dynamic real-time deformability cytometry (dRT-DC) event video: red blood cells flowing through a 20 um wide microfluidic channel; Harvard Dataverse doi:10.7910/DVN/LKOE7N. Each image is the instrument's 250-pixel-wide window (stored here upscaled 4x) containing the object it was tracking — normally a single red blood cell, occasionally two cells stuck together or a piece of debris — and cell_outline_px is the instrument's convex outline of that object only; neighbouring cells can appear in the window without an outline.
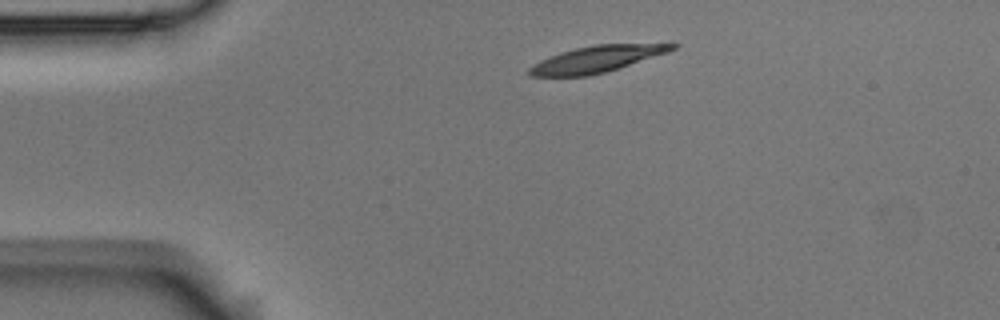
{"species": "Egyptian fruit bat (a non-hibernating species)", "species_latin": "Rousettus aegyptiacus", "temperature_condition": "room temperature", "stored_images_in_passage": 3, "camera_frame_rate_fps": 3000, "um_per_image_px": 0.085, "animal": {"sex": "male"}, "frame": {"image": 1, "passage_image": 1, "time_ms": 0.0, "image_size_px": [1000, 320], "cell_outline_px": [[680, 44], [676, 48], [668, 52], [604, 72], [588, 76], [528, 76], [524, 72], [532, 64], [540, 60], [560, 52], [592, 44]], "centroid_in_image_um": [50.62, 5.03], "position_along_channel_um": 34.4, "area_um2": 21.85}}
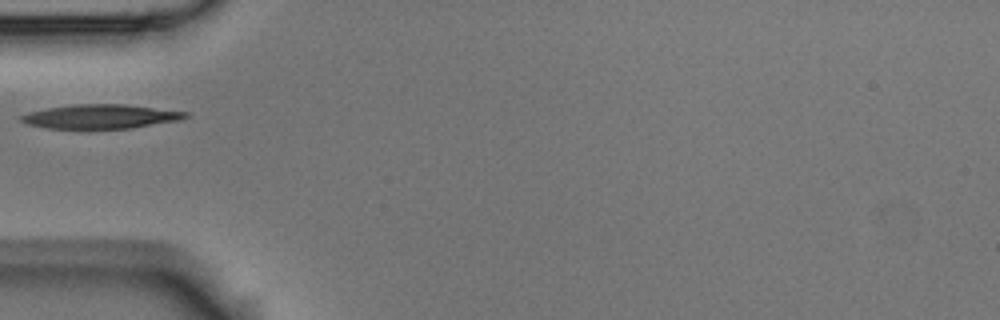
{"frame": {"image": 2, "passage_image": 3, "time_ms": 0.667, "image_size_px": [1000, 320], "cell_outline_px": [[188, 116], [180, 120], [132, 128], [48, 128], [24, 124], [20, 120], [20, 116], [28, 112], [48, 108], [76, 104], [124, 104], [188, 112]], "centroid_in_image_um": [8.53, 9.9], "position_along_channel_um": 76.5, "area_um2": 22.95}}